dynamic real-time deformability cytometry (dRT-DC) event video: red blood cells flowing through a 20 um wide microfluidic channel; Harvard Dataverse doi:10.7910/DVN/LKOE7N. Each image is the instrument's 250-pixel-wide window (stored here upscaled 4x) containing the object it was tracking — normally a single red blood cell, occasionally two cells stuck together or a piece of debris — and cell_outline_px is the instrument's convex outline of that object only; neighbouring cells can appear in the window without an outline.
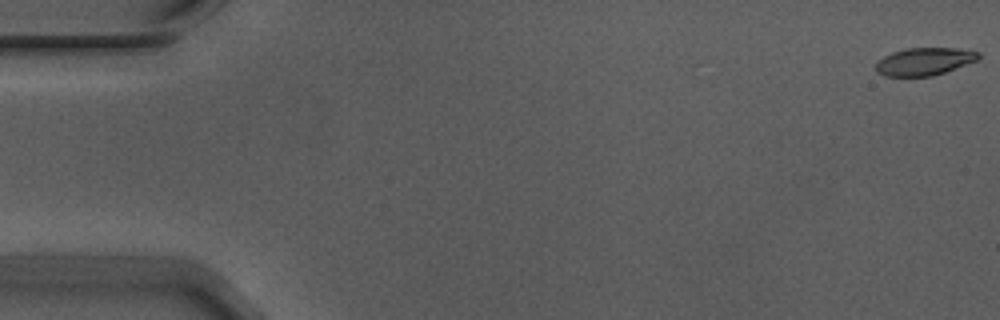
{"species": "Egyptian fruit bat (a non-hibernating species)", "species_latin": "Rousettus aegyptiacus", "temperature_condition": "warm", "stored_images_in_passage": 56, "camera_frame_rate_fps": 3000, "um_per_image_px": 0.085, "animal": {"sex": "male"}, "frame": {"image": 1, "passage_image": 1, "time_ms": 0.0, "image_size_px": [1000, 320], "cell_outline_px": [[980, 56], [976, 60], [944, 72], [932, 76], [884, 76], [876, 72], [876, 60], [892, 52], [908, 48], [956, 48], [980, 52]], "centroid_in_image_um": [78.52, 5.22], "position_along_channel_um": 6.5, "area_um2": 16.42}}
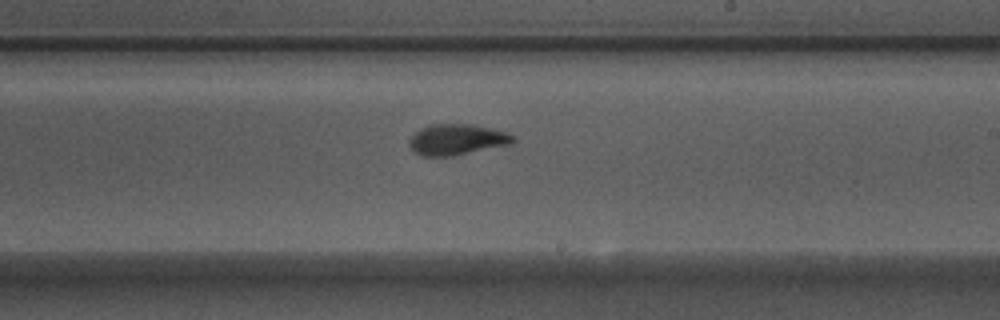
{"frame": {"image": 2, "passage_image": 33, "time_ms": 10.667, "image_size_px": [1000, 320], "cell_outline_px": [[516, 140], [512, 144], [452, 156], [420, 156], [408, 144], [408, 140], [420, 128], [428, 124], [472, 124], [492, 128], [508, 132], [516, 136]], "centroid_in_image_um": [38.87, 11.85], "position_along_channel_um": 250.1, "area_um2": 18.9}}
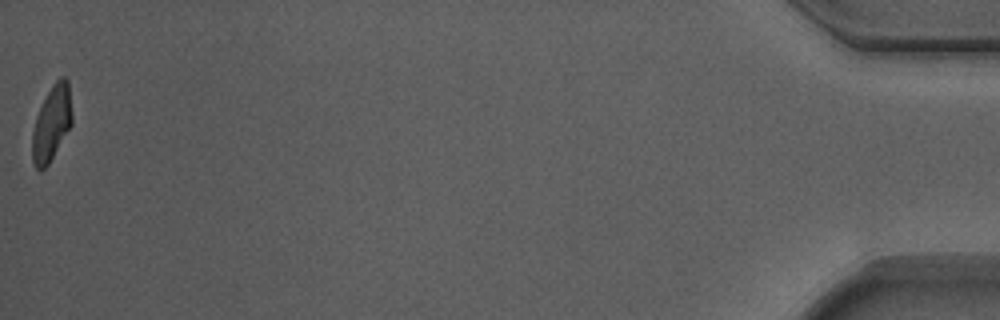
{"frame": {"image": 3, "passage_image": 56, "time_ms": 18.333, "image_size_px": [1000, 320], "cell_outline_px": [[72, 124], [48, 164], [44, 168], [36, 168], [32, 160], [32, 132], [36, 116], [52, 84], [60, 76], [64, 76], [68, 80], [72, 112]], "centroid_in_image_um": [4.4, 10.44], "position_along_channel_um": 430.8, "area_um2": 17.22}, "authors_computed_cell_mechanics": {"area_um2": 18.0914, "velocity_mm_per_s": 3.7139, "shape_relaxation_time_tau1_ms": 3.9017, "shape_relaxation_time_tau2_ms": 1.0917, "deformation_change_tau1": 0.1886, "deformation_change_tau2": 0.0773}}